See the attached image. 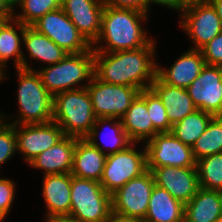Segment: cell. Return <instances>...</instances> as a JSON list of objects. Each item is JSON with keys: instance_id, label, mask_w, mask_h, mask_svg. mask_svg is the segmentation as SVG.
I'll use <instances>...</instances> for the list:
<instances>
[{"instance_id": "obj_1", "label": "cell", "mask_w": 222, "mask_h": 222, "mask_svg": "<svg viewBox=\"0 0 222 222\" xmlns=\"http://www.w3.org/2000/svg\"><path fill=\"white\" fill-rule=\"evenodd\" d=\"M155 41L134 50L94 52V75L101 81L149 89L156 78Z\"/></svg>"}, {"instance_id": "obj_2", "label": "cell", "mask_w": 222, "mask_h": 222, "mask_svg": "<svg viewBox=\"0 0 222 222\" xmlns=\"http://www.w3.org/2000/svg\"><path fill=\"white\" fill-rule=\"evenodd\" d=\"M147 21V13L134 9L114 8L105 6L102 15L101 31L92 44L94 52H115L134 50L147 46L152 39L141 26ZM104 41L106 45L95 46Z\"/></svg>"}, {"instance_id": "obj_3", "label": "cell", "mask_w": 222, "mask_h": 222, "mask_svg": "<svg viewBox=\"0 0 222 222\" xmlns=\"http://www.w3.org/2000/svg\"><path fill=\"white\" fill-rule=\"evenodd\" d=\"M52 121L59 125L65 136L86 138L96 121L87 88L54 95Z\"/></svg>"}, {"instance_id": "obj_4", "label": "cell", "mask_w": 222, "mask_h": 222, "mask_svg": "<svg viewBox=\"0 0 222 222\" xmlns=\"http://www.w3.org/2000/svg\"><path fill=\"white\" fill-rule=\"evenodd\" d=\"M42 84L54 96L60 92L86 88L94 75V51L67 54V56L54 65L36 71ZM87 79V80H86ZM87 84L81 85V82Z\"/></svg>"}, {"instance_id": "obj_5", "label": "cell", "mask_w": 222, "mask_h": 222, "mask_svg": "<svg viewBox=\"0 0 222 222\" xmlns=\"http://www.w3.org/2000/svg\"><path fill=\"white\" fill-rule=\"evenodd\" d=\"M18 84L19 118L13 125L47 123L52 121L53 96L33 70L16 68Z\"/></svg>"}, {"instance_id": "obj_6", "label": "cell", "mask_w": 222, "mask_h": 222, "mask_svg": "<svg viewBox=\"0 0 222 222\" xmlns=\"http://www.w3.org/2000/svg\"><path fill=\"white\" fill-rule=\"evenodd\" d=\"M111 212L112 197L100 182L72 175L69 217L79 222H106Z\"/></svg>"}, {"instance_id": "obj_7", "label": "cell", "mask_w": 222, "mask_h": 222, "mask_svg": "<svg viewBox=\"0 0 222 222\" xmlns=\"http://www.w3.org/2000/svg\"><path fill=\"white\" fill-rule=\"evenodd\" d=\"M134 147L136 144L132 142L121 151L107 154L100 184L108 194L112 195L147 170L145 146L141 152Z\"/></svg>"}, {"instance_id": "obj_8", "label": "cell", "mask_w": 222, "mask_h": 222, "mask_svg": "<svg viewBox=\"0 0 222 222\" xmlns=\"http://www.w3.org/2000/svg\"><path fill=\"white\" fill-rule=\"evenodd\" d=\"M86 88L96 118L121 119L140 93L138 88L106 83L95 75Z\"/></svg>"}, {"instance_id": "obj_9", "label": "cell", "mask_w": 222, "mask_h": 222, "mask_svg": "<svg viewBox=\"0 0 222 222\" xmlns=\"http://www.w3.org/2000/svg\"><path fill=\"white\" fill-rule=\"evenodd\" d=\"M31 27L38 33L46 35L68 54L86 52L92 48L62 8L46 13Z\"/></svg>"}, {"instance_id": "obj_10", "label": "cell", "mask_w": 222, "mask_h": 222, "mask_svg": "<svg viewBox=\"0 0 222 222\" xmlns=\"http://www.w3.org/2000/svg\"><path fill=\"white\" fill-rule=\"evenodd\" d=\"M147 167H196L191 146L171 132L157 133L145 144Z\"/></svg>"}, {"instance_id": "obj_11", "label": "cell", "mask_w": 222, "mask_h": 222, "mask_svg": "<svg viewBox=\"0 0 222 222\" xmlns=\"http://www.w3.org/2000/svg\"><path fill=\"white\" fill-rule=\"evenodd\" d=\"M154 185V176L147 169L111 195L112 211L125 216L145 219Z\"/></svg>"}, {"instance_id": "obj_12", "label": "cell", "mask_w": 222, "mask_h": 222, "mask_svg": "<svg viewBox=\"0 0 222 222\" xmlns=\"http://www.w3.org/2000/svg\"><path fill=\"white\" fill-rule=\"evenodd\" d=\"M181 13L180 27L195 45L191 49L200 50L222 31V22L210 1L188 7Z\"/></svg>"}, {"instance_id": "obj_13", "label": "cell", "mask_w": 222, "mask_h": 222, "mask_svg": "<svg viewBox=\"0 0 222 222\" xmlns=\"http://www.w3.org/2000/svg\"><path fill=\"white\" fill-rule=\"evenodd\" d=\"M186 89L197 109L222 116V66L206 64Z\"/></svg>"}, {"instance_id": "obj_14", "label": "cell", "mask_w": 222, "mask_h": 222, "mask_svg": "<svg viewBox=\"0 0 222 222\" xmlns=\"http://www.w3.org/2000/svg\"><path fill=\"white\" fill-rule=\"evenodd\" d=\"M17 151L29 163L40 153L56 145L65 137L64 132L54 121L47 123L15 125Z\"/></svg>"}, {"instance_id": "obj_15", "label": "cell", "mask_w": 222, "mask_h": 222, "mask_svg": "<svg viewBox=\"0 0 222 222\" xmlns=\"http://www.w3.org/2000/svg\"><path fill=\"white\" fill-rule=\"evenodd\" d=\"M155 184L166 189L176 200L187 204L198 192L200 185L196 167H147Z\"/></svg>"}, {"instance_id": "obj_16", "label": "cell", "mask_w": 222, "mask_h": 222, "mask_svg": "<svg viewBox=\"0 0 222 222\" xmlns=\"http://www.w3.org/2000/svg\"><path fill=\"white\" fill-rule=\"evenodd\" d=\"M103 0H62L61 8L92 45L101 31Z\"/></svg>"}, {"instance_id": "obj_17", "label": "cell", "mask_w": 222, "mask_h": 222, "mask_svg": "<svg viewBox=\"0 0 222 222\" xmlns=\"http://www.w3.org/2000/svg\"><path fill=\"white\" fill-rule=\"evenodd\" d=\"M15 27H18L20 35ZM26 27L11 15H0V82L6 78L4 67H7V61L11 57H14L15 68L33 70L28 65L21 47Z\"/></svg>"}, {"instance_id": "obj_18", "label": "cell", "mask_w": 222, "mask_h": 222, "mask_svg": "<svg viewBox=\"0 0 222 222\" xmlns=\"http://www.w3.org/2000/svg\"><path fill=\"white\" fill-rule=\"evenodd\" d=\"M107 152L96 140L78 138L71 175L100 182Z\"/></svg>"}, {"instance_id": "obj_19", "label": "cell", "mask_w": 222, "mask_h": 222, "mask_svg": "<svg viewBox=\"0 0 222 222\" xmlns=\"http://www.w3.org/2000/svg\"><path fill=\"white\" fill-rule=\"evenodd\" d=\"M205 65L201 51L189 49L168 69L161 68L157 64L156 76L163 83L186 89L201 73Z\"/></svg>"}, {"instance_id": "obj_20", "label": "cell", "mask_w": 222, "mask_h": 222, "mask_svg": "<svg viewBox=\"0 0 222 222\" xmlns=\"http://www.w3.org/2000/svg\"><path fill=\"white\" fill-rule=\"evenodd\" d=\"M43 197L46 203V218L69 216L71 211V173L44 175Z\"/></svg>"}, {"instance_id": "obj_21", "label": "cell", "mask_w": 222, "mask_h": 222, "mask_svg": "<svg viewBox=\"0 0 222 222\" xmlns=\"http://www.w3.org/2000/svg\"><path fill=\"white\" fill-rule=\"evenodd\" d=\"M77 137L65 136L56 145L45 150L28 164L44 170V175L71 173Z\"/></svg>"}, {"instance_id": "obj_22", "label": "cell", "mask_w": 222, "mask_h": 222, "mask_svg": "<svg viewBox=\"0 0 222 222\" xmlns=\"http://www.w3.org/2000/svg\"><path fill=\"white\" fill-rule=\"evenodd\" d=\"M150 88L161 99L167 112L168 120L172 125L197 109L185 88L163 83L157 76Z\"/></svg>"}, {"instance_id": "obj_23", "label": "cell", "mask_w": 222, "mask_h": 222, "mask_svg": "<svg viewBox=\"0 0 222 222\" xmlns=\"http://www.w3.org/2000/svg\"><path fill=\"white\" fill-rule=\"evenodd\" d=\"M222 212V191L199 188L184 207L183 222H218Z\"/></svg>"}, {"instance_id": "obj_24", "label": "cell", "mask_w": 222, "mask_h": 222, "mask_svg": "<svg viewBox=\"0 0 222 222\" xmlns=\"http://www.w3.org/2000/svg\"><path fill=\"white\" fill-rule=\"evenodd\" d=\"M122 126L133 143L149 141L159 133L152 124L146 101L138 95L121 118ZM147 139V140H146Z\"/></svg>"}, {"instance_id": "obj_25", "label": "cell", "mask_w": 222, "mask_h": 222, "mask_svg": "<svg viewBox=\"0 0 222 222\" xmlns=\"http://www.w3.org/2000/svg\"><path fill=\"white\" fill-rule=\"evenodd\" d=\"M185 205L156 184L152 190L145 222H183Z\"/></svg>"}, {"instance_id": "obj_26", "label": "cell", "mask_w": 222, "mask_h": 222, "mask_svg": "<svg viewBox=\"0 0 222 222\" xmlns=\"http://www.w3.org/2000/svg\"><path fill=\"white\" fill-rule=\"evenodd\" d=\"M23 42L29 52L30 58L40 60L45 64L47 63L48 66L58 63L68 54L50 38L38 33L31 26L25 28Z\"/></svg>"}, {"instance_id": "obj_27", "label": "cell", "mask_w": 222, "mask_h": 222, "mask_svg": "<svg viewBox=\"0 0 222 222\" xmlns=\"http://www.w3.org/2000/svg\"><path fill=\"white\" fill-rule=\"evenodd\" d=\"M213 117L214 115L211 113L196 109L193 113L173 124L171 133L181 142L192 147L204 133Z\"/></svg>"}, {"instance_id": "obj_28", "label": "cell", "mask_w": 222, "mask_h": 222, "mask_svg": "<svg viewBox=\"0 0 222 222\" xmlns=\"http://www.w3.org/2000/svg\"><path fill=\"white\" fill-rule=\"evenodd\" d=\"M107 123H108V127H111L110 132L112 135H110L108 137L106 134H109L110 132H106L107 130L105 131V133L100 131L101 135L104 137L103 138L101 136L103 138L104 146H105V143L107 144V146H110L108 148V150H106V151H109V152H107V154H112V153H116L118 151H121L132 143L129 140V138L122 126L121 119L117 120V118H96L95 124L92 127L90 133L86 136V139L87 140H97L96 137L99 136L100 126H102V125L104 126ZM103 130H105V128Z\"/></svg>"}, {"instance_id": "obj_29", "label": "cell", "mask_w": 222, "mask_h": 222, "mask_svg": "<svg viewBox=\"0 0 222 222\" xmlns=\"http://www.w3.org/2000/svg\"><path fill=\"white\" fill-rule=\"evenodd\" d=\"M195 160L222 152V116H214L191 147Z\"/></svg>"}, {"instance_id": "obj_30", "label": "cell", "mask_w": 222, "mask_h": 222, "mask_svg": "<svg viewBox=\"0 0 222 222\" xmlns=\"http://www.w3.org/2000/svg\"><path fill=\"white\" fill-rule=\"evenodd\" d=\"M196 168L201 188L222 191V152L197 160Z\"/></svg>"}, {"instance_id": "obj_31", "label": "cell", "mask_w": 222, "mask_h": 222, "mask_svg": "<svg viewBox=\"0 0 222 222\" xmlns=\"http://www.w3.org/2000/svg\"><path fill=\"white\" fill-rule=\"evenodd\" d=\"M62 0H22L18 5L22 11L11 16L23 25L31 26L46 13L61 8Z\"/></svg>"}, {"instance_id": "obj_32", "label": "cell", "mask_w": 222, "mask_h": 222, "mask_svg": "<svg viewBox=\"0 0 222 222\" xmlns=\"http://www.w3.org/2000/svg\"><path fill=\"white\" fill-rule=\"evenodd\" d=\"M139 95L147 103V110L153 127L159 133L171 132L172 124L168 120L167 112L158 95L151 88L141 90Z\"/></svg>"}, {"instance_id": "obj_33", "label": "cell", "mask_w": 222, "mask_h": 222, "mask_svg": "<svg viewBox=\"0 0 222 222\" xmlns=\"http://www.w3.org/2000/svg\"><path fill=\"white\" fill-rule=\"evenodd\" d=\"M1 113V112H0ZM6 114H0V165L10 160L17 151L15 125L3 120Z\"/></svg>"}, {"instance_id": "obj_34", "label": "cell", "mask_w": 222, "mask_h": 222, "mask_svg": "<svg viewBox=\"0 0 222 222\" xmlns=\"http://www.w3.org/2000/svg\"><path fill=\"white\" fill-rule=\"evenodd\" d=\"M200 51L207 65L222 66V31Z\"/></svg>"}, {"instance_id": "obj_35", "label": "cell", "mask_w": 222, "mask_h": 222, "mask_svg": "<svg viewBox=\"0 0 222 222\" xmlns=\"http://www.w3.org/2000/svg\"><path fill=\"white\" fill-rule=\"evenodd\" d=\"M15 184L7 178H0V216L5 219L14 203ZM7 215V216H6Z\"/></svg>"}, {"instance_id": "obj_36", "label": "cell", "mask_w": 222, "mask_h": 222, "mask_svg": "<svg viewBox=\"0 0 222 222\" xmlns=\"http://www.w3.org/2000/svg\"><path fill=\"white\" fill-rule=\"evenodd\" d=\"M105 6L114 8L134 9L140 12L148 13L147 0H103Z\"/></svg>"}, {"instance_id": "obj_37", "label": "cell", "mask_w": 222, "mask_h": 222, "mask_svg": "<svg viewBox=\"0 0 222 222\" xmlns=\"http://www.w3.org/2000/svg\"><path fill=\"white\" fill-rule=\"evenodd\" d=\"M106 222H145L144 219L111 212Z\"/></svg>"}, {"instance_id": "obj_38", "label": "cell", "mask_w": 222, "mask_h": 222, "mask_svg": "<svg viewBox=\"0 0 222 222\" xmlns=\"http://www.w3.org/2000/svg\"><path fill=\"white\" fill-rule=\"evenodd\" d=\"M209 0H177V10L182 12L184 9L205 3Z\"/></svg>"}, {"instance_id": "obj_39", "label": "cell", "mask_w": 222, "mask_h": 222, "mask_svg": "<svg viewBox=\"0 0 222 222\" xmlns=\"http://www.w3.org/2000/svg\"><path fill=\"white\" fill-rule=\"evenodd\" d=\"M22 0H3V15H11L15 9L14 7L21 2Z\"/></svg>"}, {"instance_id": "obj_40", "label": "cell", "mask_w": 222, "mask_h": 222, "mask_svg": "<svg viewBox=\"0 0 222 222\" xmlns=\"http://www.w3.org/2000/svg\"><path fill=\"white\" fill-rule=\"evenodd\" d=\"M148 1V9H149V5L152 4H157V5H161V6H166L168 8L177 10V0H147Z\"/></svg>"}, {"instance_id": "obj_41", "label": "cell", "mask_w": 222, "mask_h": 222, "mask_svg": "<svg viewBox=\"0 0 222 222\" xmlns=\"http://www.w3.org/2000/svg\"><path fill=\"white\" fill-rule=\"evenodd\" d=\"M47 222H79L77 219L71 218L69 216H52L46 218Z\"/></svg>"}, {"instance_id": "obj_42", "label": "cell", "mask_w": 222, "mask_h": 222, "mask_svg": "<svg viewBox=\"0 0 222 222\" xmlns=\"http://www.w3.org/2000/svg\"><path fill=\"white\" fill-rule=\"evenodd\" d=\"M215 7L217 14L222 22V0H209Z\"/></svg>"}, {"instance_id": "obj_43", "label": "cell", "mask_w": 222, "mask_h": 222, "mask_svg": "<svg viewBox=\"0 0 222 222\" xmlns=\"http://www.w3.org/2000/svg\"><path fill=\"white\" fill-rule=\"evenodd\" d=\"M0 15H3V0H0Z\"/></svg>"}, {"instance_id": "obj_44", "label": "cell", "mask_w": 222, "mask_h": 222, "mask_svg": "<svg viewBox=\"0 0 222 222\" xmlns=\"http://www.w3.org/2000/svg\"><path fill=\"white\" fill-rule=\"evenodd\" d=\"M218 222H222V212H221V215H220V217L218 219Z\"/></svg>"}]
</instances>
